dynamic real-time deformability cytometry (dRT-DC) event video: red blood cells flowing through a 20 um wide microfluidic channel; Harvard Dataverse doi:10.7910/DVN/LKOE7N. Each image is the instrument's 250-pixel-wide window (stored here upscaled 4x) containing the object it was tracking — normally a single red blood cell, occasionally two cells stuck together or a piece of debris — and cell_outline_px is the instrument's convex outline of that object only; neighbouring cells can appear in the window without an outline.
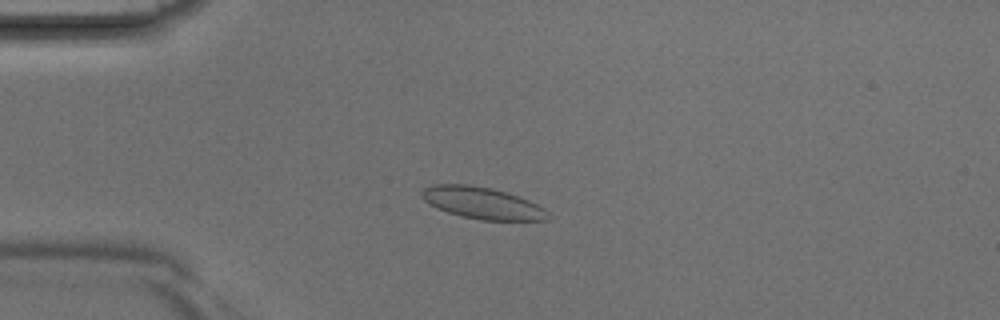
{"species": "Egyptian fruit bat (a non-hibernating species)", "species_latin": "Rousettus aegyptiacus", "temperature_condition": "room temperature", "stored_images_in_passage": 41, "camera_frame_rate_fps": 3000, "um_per_image_px": 0.085, "animal": {"sex": "male"}, "frame": {"image": 1, "passage_image": 10, "time_ms": 3.0, "image_size_px": [1000, 320], "cell_outline_px": [[552, 216], [548, 220], [480, 220], [460, 216], [436, 208], [428, 204], [420, 196], [420, 192], [424, 188], [432, 184], [468, 184], [492, 188], [508, 192], [528, 200], [544, 208]], "centroid_in_image_um": [40.97, 17.25], "position_along_channel_um": 44.0, "area_um2": 23.64}}
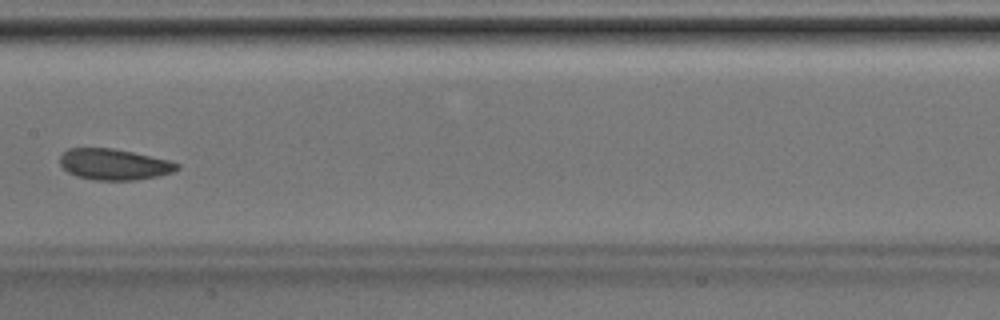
{"frame": {"image": 2, "passage_image": 21, "time_ms": 6.667, "image_size_px": [1000, 320], "cell_outline_px": [[180, 168], [172, 172], [156, 176], [132, 180], [96, 180], [76, 176], [68, 172], [60, 164], [60, 156], [68, 148], [112, 148], [132, 152], [168, 160], [180, 164]], "centroid_in_image_um": [9.68, 13.97], "position_along_channel_um": 197.7, "area_um2": 20.98}}
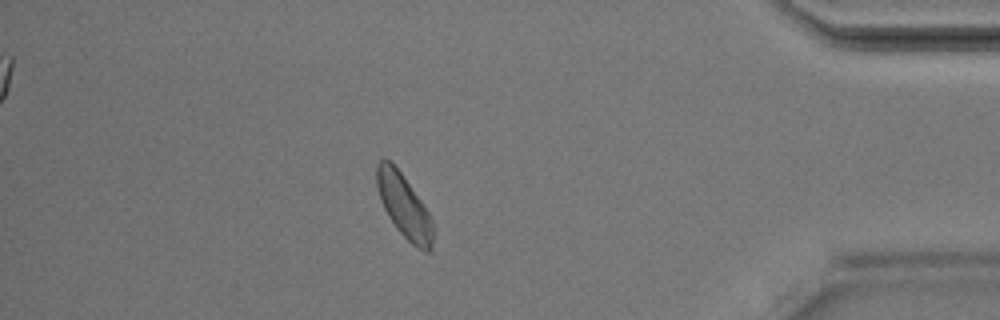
{"frame": {"image": 3, "passage_image": 36, "time_ms": 11.667, "image_size_px": [1000, 320], "cell_outline_px": [[432, 248], [428, 252], [424, 252], [412, 244], [396, 228], [388, 216], [380, 200], [376, 184], [376, 164], [384, 156], [400, 172], [420, 200], [428, 212], [432, 220]], "centroid_in_image_um": [34.31, 17.51], "position_along_channel_um": 400.9, "area_um2": 20.46}}